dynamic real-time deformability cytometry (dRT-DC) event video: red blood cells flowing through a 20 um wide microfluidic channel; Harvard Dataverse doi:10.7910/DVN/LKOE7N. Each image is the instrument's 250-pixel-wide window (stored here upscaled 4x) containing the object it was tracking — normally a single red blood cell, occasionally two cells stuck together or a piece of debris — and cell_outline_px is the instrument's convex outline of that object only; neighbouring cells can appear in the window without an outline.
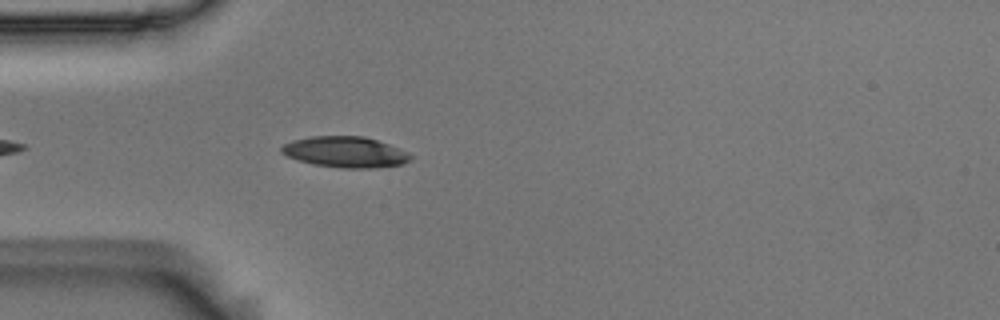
{"species": "Egyptian fruit bat (a non-hibernating species)", "species_latin": "Rousettus aegyptiacus", "temperature_condition": "room temperature", "stored_images_in_passage": 4, "camera_frame_rate_fps": 3000, "um_per_image_px": 0.085, "animal": {"sex": "male"}, "frame": {"image": 1, "passage_image": 4, "time_ms": 1.0, "image_size_px": [1000, 320], "cell_outline_px": [[412, 160], [400, 164], [372, 168], [340, 168], [312, 164], [288, 156], [280, 152], [280, 148], [284, 144], [292, 140], [312, 136], [364, 136], [400, 148], [408, 152], [412, 156]], "centroid_in_image_um": [29.35, 12.92], "position_along_channel_um": 55.6, "area_um2": 23.18}}